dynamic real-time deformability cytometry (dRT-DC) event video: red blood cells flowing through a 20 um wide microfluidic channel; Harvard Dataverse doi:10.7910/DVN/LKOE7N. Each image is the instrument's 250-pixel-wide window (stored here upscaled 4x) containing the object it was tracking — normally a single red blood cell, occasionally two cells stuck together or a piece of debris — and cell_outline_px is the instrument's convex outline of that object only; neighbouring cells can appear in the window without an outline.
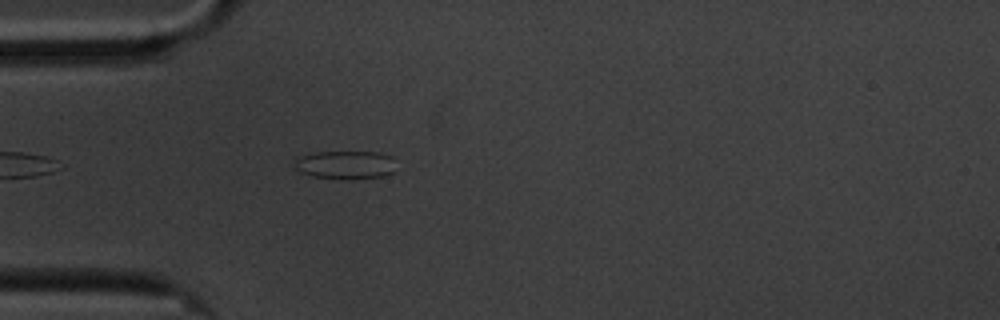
{"species": "common noctule bat (a hibernating species)", "species_latin": "Nyctalus noctula", "temperature_condition": "cold", "stored_images_in_passage": 43, "camera_frame_rate_fps": 3000, "um_per_image_px": 0.085, "animal": {"sex": "male", "body_mass_g": 20.1, "forearm_length_mm": 53.5}, "frame": {"image": 1, "passage_image": 1, "time_ms": 0.0, "image_size_px": [1000, 320], "cell_outline_px": [[396, 172], [380, 176], [344, 180], [312, 176], [300, 172], [296, 168], [296, 156], [316, 152], [376, 152], [392, 156]], "centroid_in_image_um": [29.36, 14.01], "position_along_channel_um": 55.6, "area_um2": 16.88}}
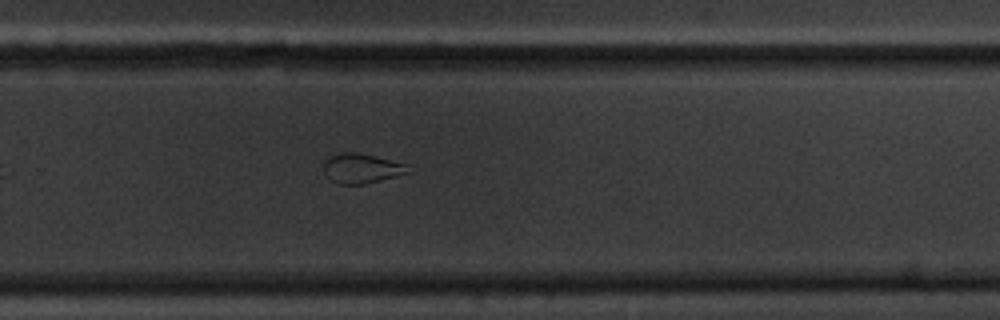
{"frame": {"image": 2, "passage_image": 23, "time_ms": 7.333, "image_size_px": [1000, 320], "cell_outline_px": [[412, 172], [364, 184], [340, 184], [332, 180], [324, 172], [324, 160], [328, 156], [340, 152], [356, 152], [408, 164]], "centroid_in_image_um": [30.74, 14.3], "position_along_channel_um": 299.1, "area_um2": 14.62}}
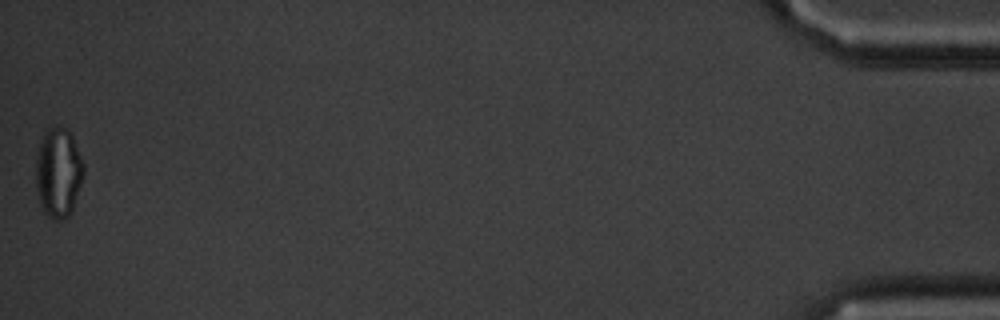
{"frame": {"image": 3, "passage_image": 43, "time_ms": 14.0, "image_size_px": [1000, 320], "cell_outline_px": [[84, 176], [72, 208], [68, 216], [60, 220], [56, 220], [48, 216], [44, 212], [40, 204], [36, 188], [36, 160], [40, 144], [44, 132], [48, 128], [68, 128], [72, 136], [84, 164]], "centroid_in_image_um": [4.96, 14.68], "position_along_channel_um": 430.2, "area_um2": 24.74}, "authors_computed_cell_mechanics": {"area_um2": 16.2418, "velocity_mm_per_s": 3.3895, "shape_relaxation_time_tau1_ms": null, "shape_relaxation_time_tau2_ms": 2.0717, "deformation_change_tau1": null, "deformation_change_tau2": 0.0938}}